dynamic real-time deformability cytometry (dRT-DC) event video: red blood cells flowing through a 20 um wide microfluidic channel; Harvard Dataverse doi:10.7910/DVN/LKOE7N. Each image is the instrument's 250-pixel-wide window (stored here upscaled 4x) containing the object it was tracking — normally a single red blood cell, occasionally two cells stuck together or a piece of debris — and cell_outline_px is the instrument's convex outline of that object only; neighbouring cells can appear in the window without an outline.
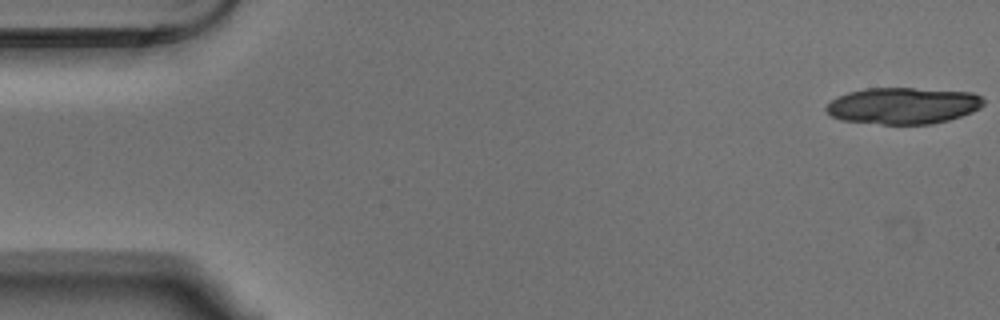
{"species": "Egyptian fruit bat (a non-hibernating species)", "species_latin": "Rousettus aegyptiacus", "temperature_condition": "warm", "stored_images_in_passage": 18, "camera_frame_rate_fps": 3000, "um_per_image_px": 0.085, "animal": {"sex": "male"}, "frame": {"image": 1, "passage_image": 1, "time_ms": 0.0, "image_size_px": [1000, 320], "cell_outline_px": [[984, 104], [980, 108], [972, 112], [948, 120], [932, 124], [880, 124], [840, 120], [832, 116], [824, 108], [832, 100], [848, 92], [868, 88], [912, 88], [972, 92], [980, 96], [984, 100]], "centroid_in_image_um": [76.77, 8.99], "position_along_channel_um": 8.2, "area_um2": 33.41}}